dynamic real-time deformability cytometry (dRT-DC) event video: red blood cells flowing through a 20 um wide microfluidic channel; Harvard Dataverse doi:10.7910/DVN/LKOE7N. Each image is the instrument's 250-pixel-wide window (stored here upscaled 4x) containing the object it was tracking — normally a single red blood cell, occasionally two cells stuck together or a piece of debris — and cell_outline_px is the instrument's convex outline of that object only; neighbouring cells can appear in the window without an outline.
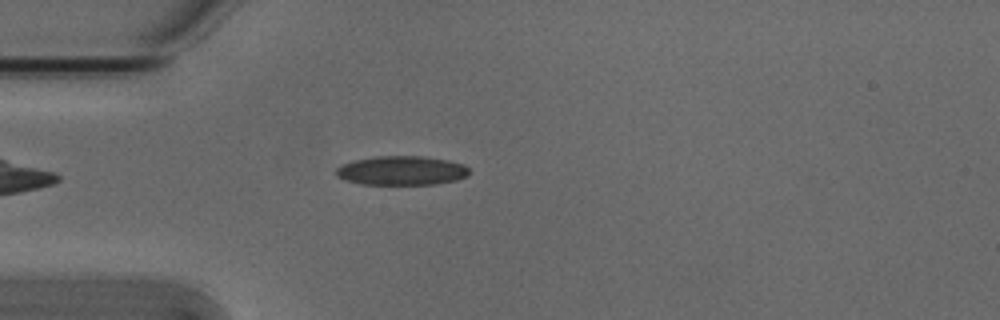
{"species": "Egyptian fruit bat (a non-hibernating species)", "species_latin": "Rousettus aegyptiacus", "temperature_condition": "cold", "stored_images_in_passage": 4, "camera_frame_rate_fps": 3000, "um_per_image_px": 0.085, "animal": {"sex": "male"}, "frame": {"image": 1, "passage_image": 4, "time_ms": 1.0, "image_size_px": [1000, 320], "cell_outline_px": [[472, 172], [468, 176], [456, 180], [436, 184], [360, 184], [344, 180], [336, 176], [336, 168], [352, 160], [376, 156], [420, 156], [448, 160], [464, 164]], "centroid_in_image_um": [34.15, 14.5], "position_along_channel_um": 50.9, "area_um2": 22.77}}